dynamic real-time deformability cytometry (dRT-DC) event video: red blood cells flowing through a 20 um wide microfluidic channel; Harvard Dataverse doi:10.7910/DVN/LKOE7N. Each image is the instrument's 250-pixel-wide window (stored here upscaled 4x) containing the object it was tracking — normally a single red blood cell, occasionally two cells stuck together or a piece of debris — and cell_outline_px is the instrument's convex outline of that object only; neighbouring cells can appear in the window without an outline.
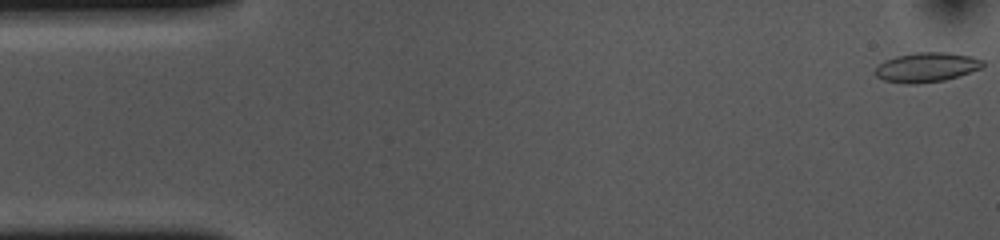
{"species": "common noctule bat (a hibernating species)", "species_latin": "Nyctalus noctula", "temperature_condition": "cold", "stored_images_in_passage": 54, "camera_frame_rate_fps": 3000, "um_per_image_px": 0.085, "animal": {"sex": "female", "body_mass_g": 10.0, "forearm_length_mm": 53.1}, "frame": {"image": 1, "passage_image": 1, "time_ms": 0.0, "image_size_px": [1000, 240], "cell_outline_px": [[984, 64], [980, 68], [944, 80], [912, 84], [904, 84], [884, 80], [876, 76], [876, 68], [884, 60], [896, 56], [916, 52], [948, 52], [972, 56], [984, 60]], "centroid_in_image_um": [78.75, 5.7], "position_along_channel_um": 6.3, "area_um2": 18.38}}
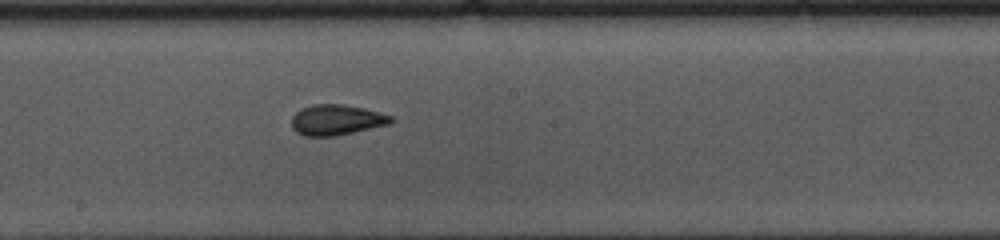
{"frame": {"image": 2, "passage_image": 28, "time_ms": 9.0, "image_size_px": [1000, 240], "cell_outline_px": [[396, 120], [392, 124], [336, 136], [304, 136], [296, 132], [292, 128], [292, 116], [300, 108], [316, 104], [344, 104], [364, 108], [380, 112], [392, 116]], "centroid_in_image_um": [28.64, 10.19], "position_along_channel_um": 219.6, "area_um2": 17.98}}
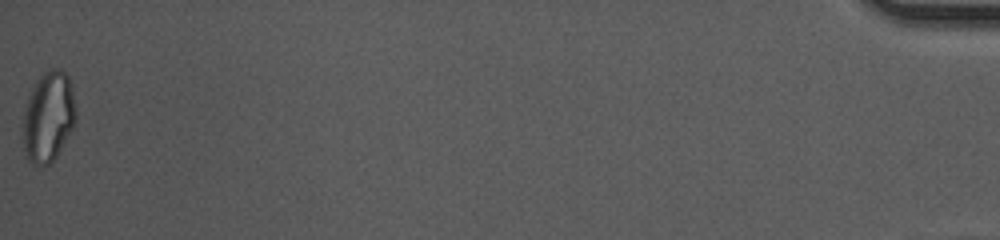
{"frame": {"image": 3, "passage_image": 54, "time_ms": 17.667, "image_size_px": [1000, 240], "cell_outline_px": [[76, 120], [72, 128], [56, 156], [48, 164], [32, 164], [28, 160], [24, 152], [20, 128], [28, 96], [36, 80], [48, 68], [60, 68], [68, 76], [72, 88], [76, 108]], "centroid_in_image_um": [4.07, 9.9], "position_along_channel_um": 431.1, "area_um2": 28.21}, "authors_computed_cell_mechanics": {"area_um2": 17.9758, "velocity_mm_per_s": 3.6593, "shape_relaxation_time_tau1_ms": 7.867, "shape_relaxation_time_tau2_ms": 1.4692, "deformation_change_tau1": 0.1686, "deformation_change_tau2": 0.0674}}